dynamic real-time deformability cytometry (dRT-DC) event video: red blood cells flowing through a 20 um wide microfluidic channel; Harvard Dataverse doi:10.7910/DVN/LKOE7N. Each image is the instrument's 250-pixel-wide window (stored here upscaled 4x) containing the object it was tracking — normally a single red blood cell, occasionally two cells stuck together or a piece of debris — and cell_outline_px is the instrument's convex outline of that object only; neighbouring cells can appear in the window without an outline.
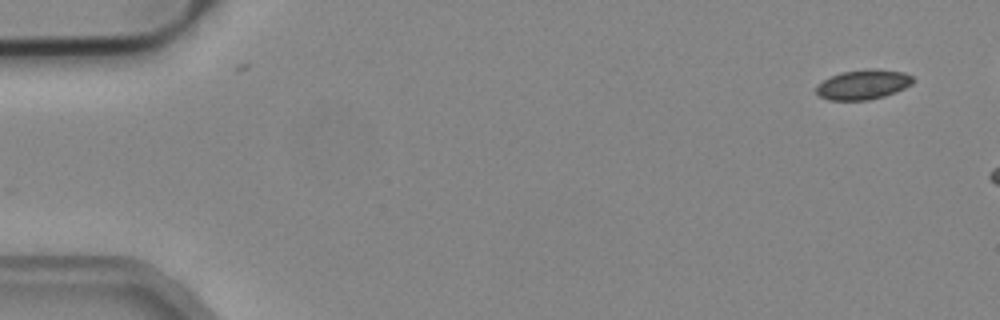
{"species": "common noctule bat (a hibernating species)", "species_latin": "Nyctalus noctula", "temperature_condition": "cold", "stored_images_in_passage": 2, "camera_frame_rate_fps": 3000, "um_per_image_px": 0.085, "animal": {"sex": "male", "body_mass_g": 19.2, "forearm_length_mm": 51.8}, "frame": {"image": 1, "passage_image": 1, "time_ms": 0.0, "image_size_px": [1000, 320], "cell_outline_px": [[916, 80], [912, 84], [896, 92], [884, 96], [868, 100], [828, 100], [820, 96], [816, 92], [816, 84], [840, 72], [868, 68], [876, 68], [904, 72], [912, 76]], "centroid_in_image_um": [73.39, 7.17], "position_along_channel_um": 11.6, "area_um2": 16.99}}